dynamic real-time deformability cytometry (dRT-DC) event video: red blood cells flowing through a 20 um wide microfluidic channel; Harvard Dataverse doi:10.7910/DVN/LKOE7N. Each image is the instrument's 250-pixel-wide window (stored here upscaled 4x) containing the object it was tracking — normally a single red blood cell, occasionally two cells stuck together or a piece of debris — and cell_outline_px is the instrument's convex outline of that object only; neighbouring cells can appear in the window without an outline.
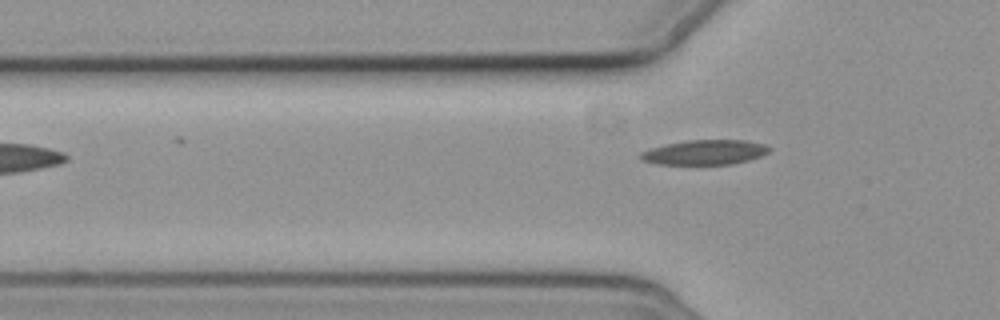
{"species": "common noctule bat (a hibernating species)", "species_latin": "Nyctalus noctula", "temperature_condition": "cold", "stored_images_in_passage": 4, "camera_frame_rate_fps": 3000, "um_per_image_px": 0.085, "animal": {"sex": "female", "body_mass_g": 19.3, "forearm_length_mm": 54.1}, "frame": {"image": 1, "passage_image": 4, "time_ms": 3.333, "image_size_px": [1000, 320], "cell_outline_px": [[772, 148], [768, 152], [760, 156], [748, 160], [732, 164], [656, 164], [640, 160], [640, 152], [652, 148], [668, 144], [688, 140], [744, 140], [764, 144]], "centroid_in_image_um": [59.91, 12.95], "position_along_channel_um": 65.9, "area_um2": 18.44}}